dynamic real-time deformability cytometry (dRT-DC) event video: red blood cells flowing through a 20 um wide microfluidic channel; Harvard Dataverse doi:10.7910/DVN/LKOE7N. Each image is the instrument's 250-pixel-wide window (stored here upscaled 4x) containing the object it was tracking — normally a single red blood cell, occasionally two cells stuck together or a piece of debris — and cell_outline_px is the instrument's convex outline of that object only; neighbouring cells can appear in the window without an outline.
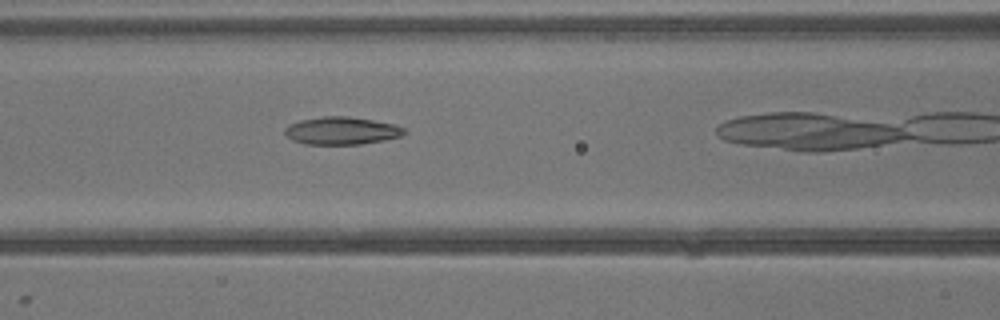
{"species": "common noctule bat (a hibernating species)", "species_latin": "Nyctalus noctula", "temperature_condition": "warm", "stored_images_in_passage": 22, "camera_frame_rate_fps": 3000, "um_per_image_px": 0.085, "animal": {"sex": "male", "body_mass_g": 13.3}, "frame": {"image": 1, "passage_image": 7, "time_ms": 2.0, "image_size_px": [1000, 320], "cell_outline_px": [[404, 132], [400, 136], [384, 140], [360, 144], [304, 144], [292, 140], [284, 132], [284, 128], [288, 124], [300, 120], [324, 116], [348, 116], [396, 124], [404, 128]], "centroid_in_image_um": [29.0, 11.1], "position_along_channel_um": 137.6, "area_um2": 19.19}}
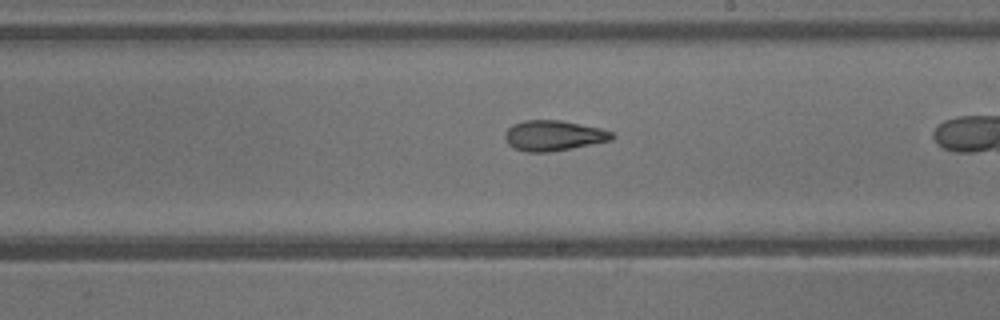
{"frame": {"image": 2, "passage_image": 13, "time_ms": 4.0, "image_size_px": [1000, 320], "cell_outline_px": [[616, 136], [612, 140], [572, 148], [548, 152], [524, 152], [512, 148], [504, 140], [504, 132], [512, 124], [524, 120], [560, 120], [600, 128], [612, 132]], "centroid_in_image_um": [47.0, 11.53], "position_along_channel_um": 242.0, "area_um2": 19.13}}